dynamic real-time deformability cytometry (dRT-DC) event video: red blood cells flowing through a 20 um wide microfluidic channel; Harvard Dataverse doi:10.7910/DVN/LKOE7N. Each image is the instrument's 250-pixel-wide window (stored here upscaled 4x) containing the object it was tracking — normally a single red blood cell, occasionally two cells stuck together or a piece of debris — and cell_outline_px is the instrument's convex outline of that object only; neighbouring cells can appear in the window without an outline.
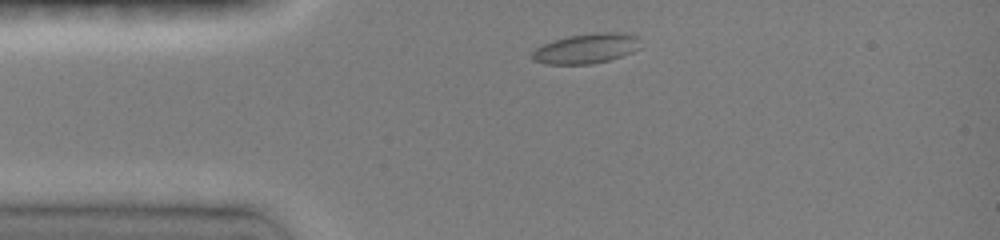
{"species": "common noctule bat (a hibernating species)", "species_latin": "Nyctalus noctula", "temperature_condition": "room temperature", "stored_images_in_passage": 8, "camera_frame_rate_fps": 3000, "um_per_image_px": 0.085, "animal": {"sex": "female", "body_mass_g": 19.0, "forearm_length_mm": 51.5}, "frame": {"image": 1, "passage_image": 2, "time_ms": 1.0, "image_size_px": [1000, 240], "cell_outline_px": [[640, 48], [632, 52], [608, 60], [592, 64], [548, 64], [532, 60], [532, 52], [536, 48], [552, 40], [568, 36], [596, 32], [616, 32], [640, 36]], "centroid_in_image_um": [49.85, 4.11], "position_along_channel_um": 35.1, "area_um2": 18.96}}
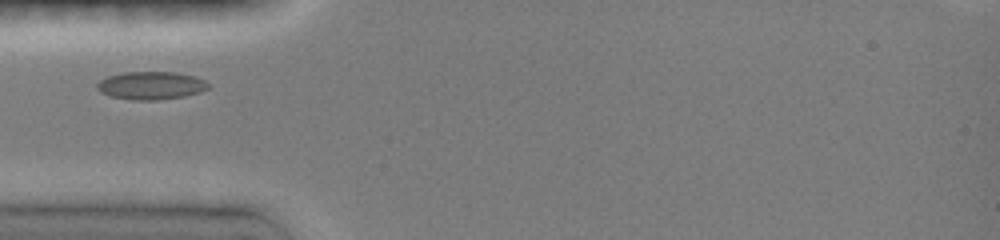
{"frame": {"image": 2, "passage_image": 5, "time_ms": 2.667, "image_size_px": [1000, 240], "cell_outline_px": [[208, 88], [200, 92], [184, 96], [156, 100], [132, 100], [112, 96], [100, 92], [96, 88], [96, 84], [100, 80], [108, 76], [124, 72], [176, 72], [196, 76], [204, 80], [208, 84]], "centroid_in_image_um": [12.83, 7.26], "position_along_channel_um": 72.2, "area_um2": 18.09}}
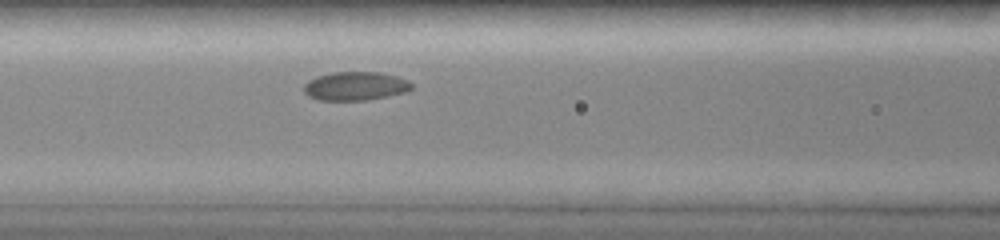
{"frame": {"image": 3, "passage_image": 8, "time_ms": 4.333, "image_size_px": [1000, 240], "cell_outline_px": [[412, 88], [404, 92], [388, 96], [368, 100], [320, 100], [308, 96], [304, 92], [304, 84], [308, 80], [316, 76], [332, 72], [380, 72], [396, 76], [408, 80], [412, 84]], "centroid_in_image_um": [30.19, 7.31], "position_along_channel_um": 136.4, "area_um2": 18.03}}